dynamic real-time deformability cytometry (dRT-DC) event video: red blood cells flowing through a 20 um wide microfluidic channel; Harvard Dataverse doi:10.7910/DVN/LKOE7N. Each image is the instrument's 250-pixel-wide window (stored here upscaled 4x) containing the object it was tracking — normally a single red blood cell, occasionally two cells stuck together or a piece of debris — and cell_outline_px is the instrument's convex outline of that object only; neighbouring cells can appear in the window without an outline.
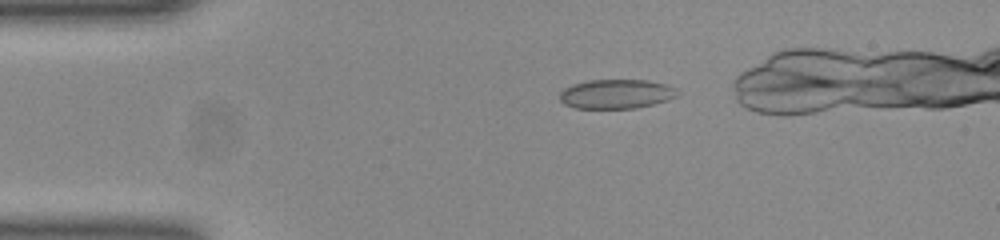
{"species": "common noctule bat (a hibernating species)", "species_latin": "Nyctalus noctula", "temperature_condition": "room temperature", "stored_images_in_passage": 36, "camera_frame_rate_fps": 3000, "um_per_image_px": 0.085, "animal": {"sex": "female", "body_mass_g": 23.0, "forearm_length_mm": 53.4}, "frame": {"image": 1, "passage_image": 4, "time_ms": 1.0, "image_size_px": [1000, 240], "cell_outline_px": [[680, 96], [668, 100], [636, 108], [576, 108], [564, 104], [560, 100], [560, 92], [564, 88], [572, 84], [588, 80], [648, 80], [664, 84], [676, 88], [680, 92]], "centroid_in_image_um": [52.41, 7.98], "position_along_channel_um": 32.6, "area_um2": 20.23}}
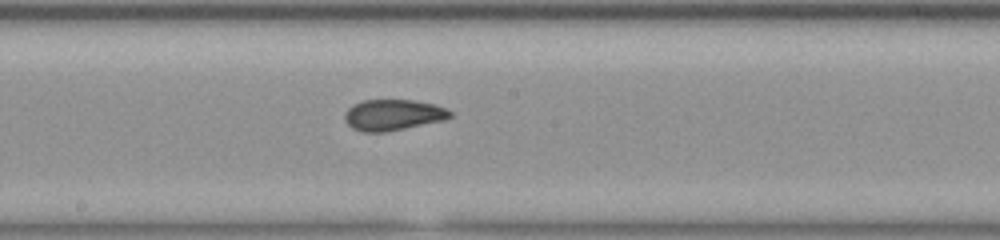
{"frame": {"image": 2, "passage_image": 21, "time_ms": 6.667, "image_size_px": [1000, 240], "cell_outline_px": [[452, 116], [444, 120], [384, 132], [360, 132], [352, 128], [344, 120], [344, 112], [352, 104], [364, 100], [412, 100], [432, 104], [444, 108], [452, 112]], "centroid_in_image_um": [33.35, 9.77], "position_along_channel_um": 214.9, "area_um2": 18.96}}
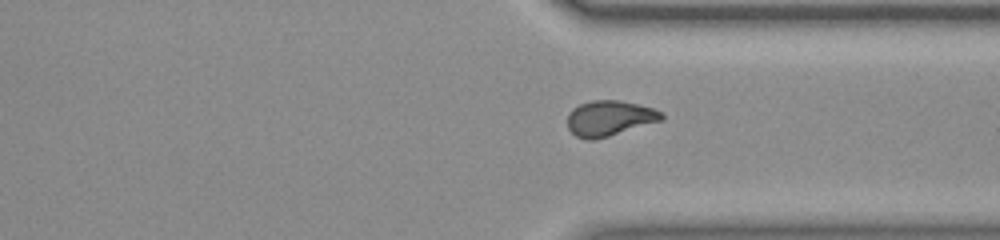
{"frame": {"image": 3, "passage_image": 32, "time_ms": 10.333, "image_size_px": [1000, 240], "cell_outline_px": [[664, 120], [608, 136], [592, 140], [588, 140], [576, 136], [568, 128], [568, 112], [572, 108], [580, 104], [592, 100], [620, 100], [652, 108], [664, 112]], "centroid_in_image_um": [51.81, 10.04], "position_along_channel_um": 359.6, "area_um2": 19.42}}